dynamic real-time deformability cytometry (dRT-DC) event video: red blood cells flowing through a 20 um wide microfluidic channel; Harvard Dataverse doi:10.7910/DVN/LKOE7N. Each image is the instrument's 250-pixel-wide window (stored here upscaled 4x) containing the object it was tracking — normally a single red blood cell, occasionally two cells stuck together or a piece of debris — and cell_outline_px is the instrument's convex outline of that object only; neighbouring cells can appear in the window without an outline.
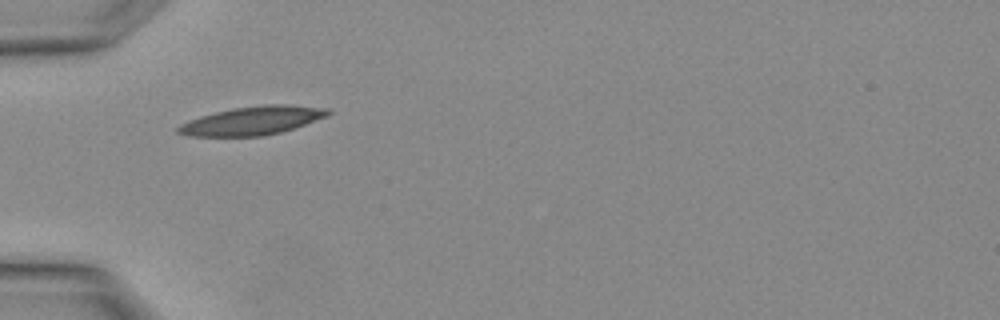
{"species": "Egyptian fruit bat (a non-hibernating species)", "species_latin": "Rousettus aegyptiacus", "temperature_condition": "warm", "stored_images_in_passage": 1, "camera_frame_rate_fps": 3000, "um_per_image_px": 0.085, "animal": {"sex": "female"}, "frame": {"image": 1, "passage_image": 1, "time_ms": 0.0, "image_size_px": [1000, 320], "cell_outline_px": [[332, 112], [328, 116], [296, 128], [264, 136], [188, 136], [176, 132], [176, 128], [180, 124], [188, 120], [200, 116], [232, 108], [264, 104], [288, 104], [328, 108]], "centroid_in_image_um": [21.48, 10.25], "position_along_channel_um": 63.5, "area_um2": 25.14}}